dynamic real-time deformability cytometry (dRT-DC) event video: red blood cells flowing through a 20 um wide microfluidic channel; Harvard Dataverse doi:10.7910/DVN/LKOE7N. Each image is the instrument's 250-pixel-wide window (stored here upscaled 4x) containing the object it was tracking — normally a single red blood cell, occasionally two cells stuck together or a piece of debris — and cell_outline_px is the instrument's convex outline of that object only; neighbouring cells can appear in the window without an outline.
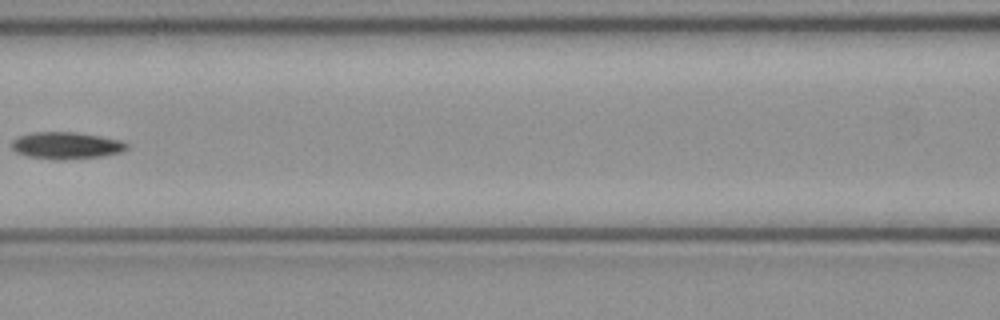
{"species": "common noctule bat (a hibernating species)", "species_latin": "Nyctalus noctula", "temperature_condition": "cold", "stored_images_in_passage": 6, "camera_frame_rate_fps": 3000, "um_per_image_px": 0.085, "animal": {"sex": "female", "body_mass_g": 21.9}, "frame": {"image": 1, "passage_image": 6, "time_ms": 1.667, "image_size_px": [1000, 320], "cell_outline_px": [[128, 148], [120, 152], [100, 156], [64, 160], [56, 160], [24, 156], [16, 152], [12, 148], [12, 140], [20, 136], [36, 132], [76, 132], [100, 136], [120, 140], [128, 144]], "centroid_in_image_um": [5.61, 12.37], "position_along_channel_um": 161.0, "area_um2": 18.03}}